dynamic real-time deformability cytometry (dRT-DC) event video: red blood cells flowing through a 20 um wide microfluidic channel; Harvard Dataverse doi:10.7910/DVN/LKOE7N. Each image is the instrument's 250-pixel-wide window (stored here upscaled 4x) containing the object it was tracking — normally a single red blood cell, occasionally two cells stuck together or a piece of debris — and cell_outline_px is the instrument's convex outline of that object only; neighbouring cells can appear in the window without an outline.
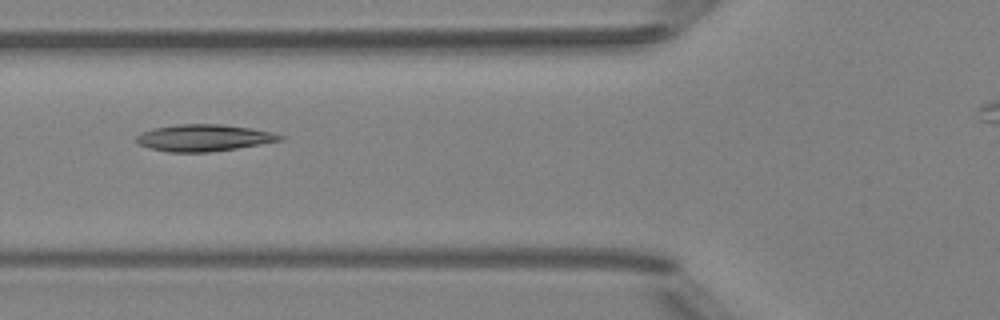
{"species": "Egyptian fruit bat (a non-hibernating species)", "species_latin": "Rousettus aegyptiacus", "temperature_condition": "room temperature", "stored_images_in_passage": 9, "camera_frame_rate_fps": 3000, "um_per_image_px": 0.085, "animal": {"sex": "female"}, "frame": {"image": 1, "passage_image": 6, "time_ms": 1.667, "image_size_px": [1000, 320], "cell_outline_px": [[284, 140], [212, 152], [168, 152], [148, 148], [140, 144], [136, 140], [136, 136], [152, 128], [176, 124], [220, 124], [252, 128], [272, 132], [284, 136]], "centroid_in_image_um": [17.33, 11.71], "position_along_channel_um": 108.5, "area_um2": 22.43}}
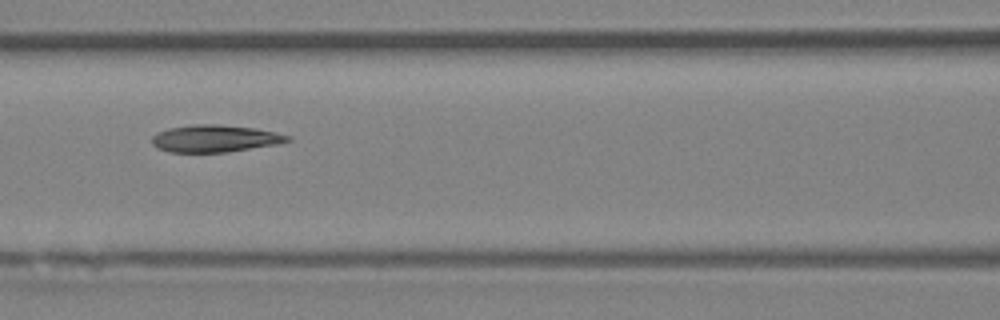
{"frame": {"image": 2, "passage_image": 7, "time_ms": 2.0, "image_size_px": [1000, 320], "cell_outline_px": [[292, 140], [276, 144], [228, 152], [168, 152], [156, 148], [152, 144], [152, 136], [156, 132], [168, 128], [196, 124], [216, 124], [256, 128], [292, 136]], "centroid_in_image_um": [18.24, 11.77], "position_along_channel_um": 148.4, "area_um2": 21.56}}
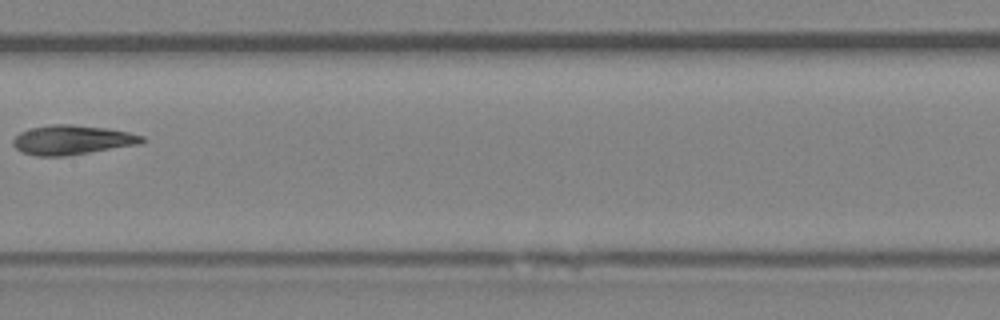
{"frame": {"image": 3, "passage_image": 8, "time_ms": 2.333, "image_size_px": [1000, 320], "cell_outline_px": [[148, 140], [140, 144], [64, 156], [36, 156], [20, 152], [12, 144], [12, 140], [20, 132], [32, 128], [52, 124], [68, 124], [108, 128], [128, 132], [144, 136]], "centroid_in_image_um": [6.14, 11.89], "position_along_channel_um": 201.3, "area_um2": 22.14}}